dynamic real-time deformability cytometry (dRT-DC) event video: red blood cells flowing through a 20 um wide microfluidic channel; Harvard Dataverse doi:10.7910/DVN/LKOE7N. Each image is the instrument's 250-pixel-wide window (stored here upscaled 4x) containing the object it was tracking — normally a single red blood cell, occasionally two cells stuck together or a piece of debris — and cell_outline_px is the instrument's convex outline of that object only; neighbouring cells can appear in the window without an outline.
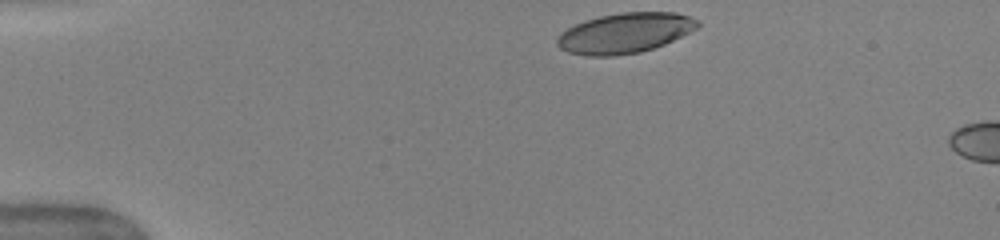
{"species": "human", "species_latin": "Homo sapiens", "temperature_condition": "warm", "stored_images_in_passage": 6, "camera_frame_rate_fps": 3000, "um_per_image_px": 0.085, "donor": {"sex": "female"}, "frame": {"image": 1, "passage_image": 1, "time_ms": 0.0, "image_size_px": [1000, 240], "cell_outline_px": [[700, 24], [696, 28], [664, 44], [640, 52], [612, 56], [588, 56], [568, 52], [560, 48], [556, 44], [556, 40], [560, 32], [584, 20], [600, 16], [620, 12], [676, 12], [700, 20]], "centroid_in_image_um": [53.08, 2.8], "position_along_channel_um": 31.9, "area_um2": 32.77}}